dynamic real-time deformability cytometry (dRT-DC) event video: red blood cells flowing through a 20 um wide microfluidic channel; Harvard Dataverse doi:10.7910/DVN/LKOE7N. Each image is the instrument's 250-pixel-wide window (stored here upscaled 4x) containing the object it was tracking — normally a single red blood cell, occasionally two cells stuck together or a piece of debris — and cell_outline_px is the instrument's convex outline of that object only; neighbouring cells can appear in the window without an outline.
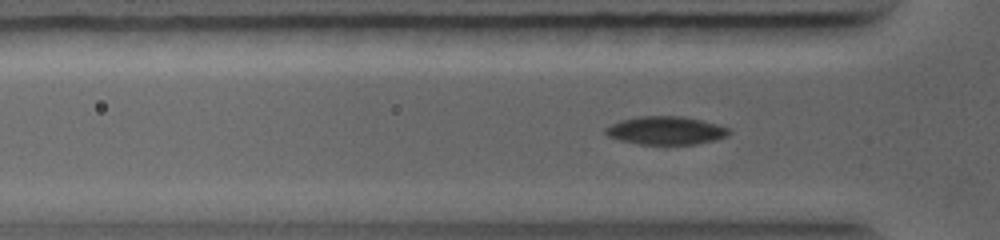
{"species": "common noctule bat (a hibernating species)", "species_latin": "Nyctalus noctula", "temperature_condition": "warm", "stored_images_in_passage": 50, "camera_frame_rate_fps": 5000, "um_per_image_px": 0.085, "animal": {"sex": "female", "body_mass_g": 19.0, "forearm_length_mm": 56.7}, "frame": {"image": 1, "passage_image": 13, "time_ms": 2.4, "image_size_px": [1000, 240], "cell_outline_px": [[732, 132], [724, 136], [712, 140], [696, 144], [640, 144], [620, 140], [608, 136], [604, 132], [604, 128], [620, 120], [636, 116], [684, 116], [716, 124], [728, 128]], "centroid_in_image_um": [56.54, 11.08], "position_along_channel_um": 69.3, "area_um2": 20.11}}
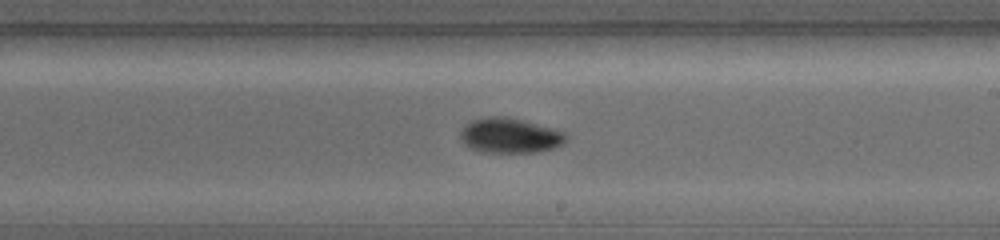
{"frame": {"image": 2, "passage_image": 29, "time_ms": 5.8, "image_size_px": [1000, 240], "cell_outline_px": [[568, 136], [560, 144], [552, 148], [536, 152], [480, 152], [468, 148], [460, 140], [460, 132], [472, 120], [488, 116], [504, 116], [524, 120], [552, 128], [564, 132]], "centroid_in_image_um": [43.29, 11.52], "position_along_channel_um": 245.7, "area_um2": 21.44}}
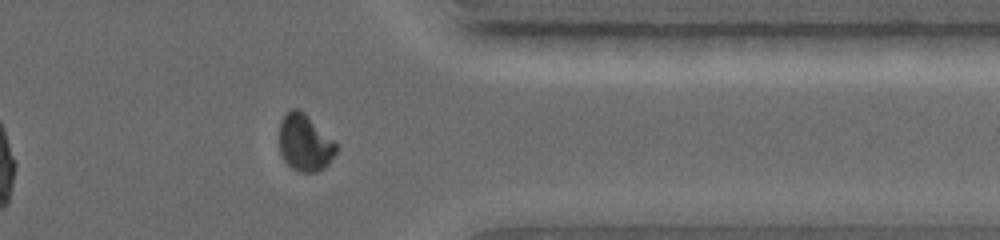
{"frame": {"image": 3, "passage_image": 44, "time_ms": 8.6, "image_size_px": [1000, 240], "cell_outline_px": [[340, 148], [328, 164], [324, 168], [316, 172], [300, 172], [292, 168], [284, 160], [280, 152], [280, 120], [292, 108], [296, 108], [304, 112]], "centroid_in_image_um": [25.91, 12.15], "position_along_channel_um": 385.5, "area_um2": 18.67}}